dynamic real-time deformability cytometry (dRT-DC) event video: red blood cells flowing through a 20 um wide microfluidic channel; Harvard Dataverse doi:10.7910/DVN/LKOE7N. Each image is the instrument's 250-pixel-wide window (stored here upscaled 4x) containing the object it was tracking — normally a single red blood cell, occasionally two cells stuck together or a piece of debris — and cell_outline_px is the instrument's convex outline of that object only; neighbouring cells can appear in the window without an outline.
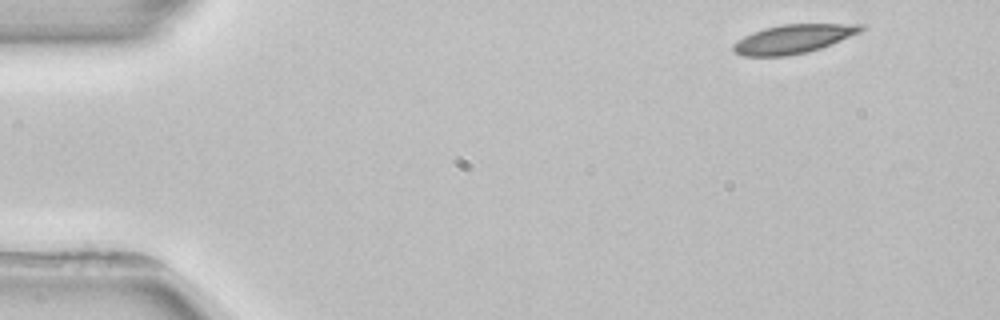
{"species": "common noctule bat (a hibernating species)", "species_latin": "Nyctalus noctula", "temperature_condition": "room temperature", "stored_images_in_passage": 3, "camera_frame_rate_fps": 3000, "um_per_image_px": 0.085, "animal": {"sex": "female", "body_mass_g": 22.7, "forearm_length_mm": 54.2}, "frame": {"image": 1, "passage_image": 1, "time_ms": 0.0, "image_size_px": [1000, 320], "cell_outline_px": [[864, 28], [860, 32], [832, 44], [808, 52], [788, 56], [740, 56], [732, 48], [732, 44], [736, 40], [752, 32], [764, 28], [784, 24], [864, 24]], "centroid_in_image_um": [67.4, 3.31], "position_along_channel_um": 17.6, "area_um2": 21.5}}